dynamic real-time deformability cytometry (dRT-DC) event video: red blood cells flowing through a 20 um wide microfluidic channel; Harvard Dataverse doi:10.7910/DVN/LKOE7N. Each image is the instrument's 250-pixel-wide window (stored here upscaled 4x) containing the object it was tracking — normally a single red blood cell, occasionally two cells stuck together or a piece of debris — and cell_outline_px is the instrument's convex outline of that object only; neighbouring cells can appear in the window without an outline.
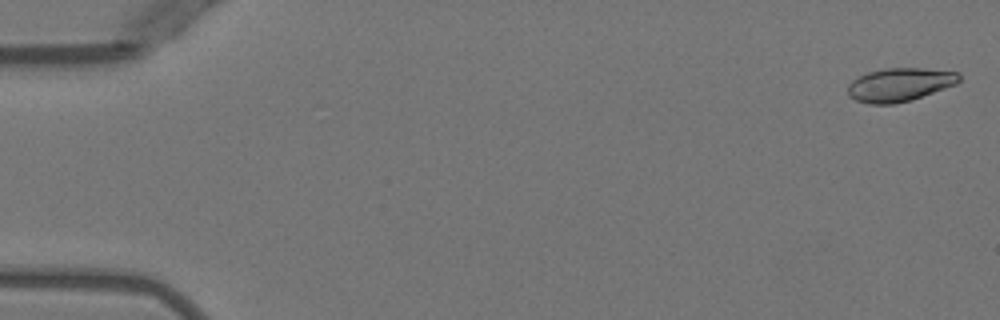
{"species": "Egyptian fruit bat (a non-hibernating species)", "species_latin": "Rousettus aegyptiacus", "temperature_condition": "warm", "stored_images_in_passage": 2, "camera_frame_rate_fps": 3000, "um_per_image_px": 0.085, "animal": {"sex": "female"}, "frame": {"image": 1, "passage_image": 1, "time_ms": 0.0, "image_size_px": [1000, 320], "cell_outline_px": [[960, 80], [956, 84], [912, 100], [892, 104], [868, 104], [856, 100], [848, 96], [848, 84], [852, 80], [868, 72], [884, 68], [920, 68], [960, 72]], "centroid_in_image_um": [76.47, 7.2], "position_along_channel_um": 8.5, "area_um2": 21.73}}